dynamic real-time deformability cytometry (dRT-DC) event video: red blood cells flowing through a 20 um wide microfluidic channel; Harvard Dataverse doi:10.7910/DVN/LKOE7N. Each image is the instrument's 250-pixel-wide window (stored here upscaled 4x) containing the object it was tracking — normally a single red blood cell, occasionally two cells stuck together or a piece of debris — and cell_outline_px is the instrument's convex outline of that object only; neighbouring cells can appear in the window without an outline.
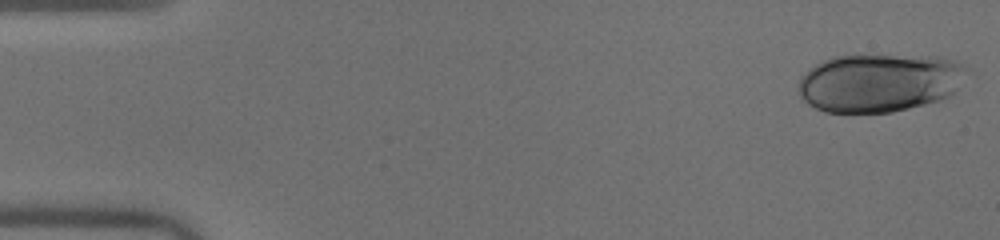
{"species": "human", "species_latin": "Homo sapiens", "temperature_condition": "warm", "stored_images_in_passage": 49, "camera_frame_rate_fps": 3000, "um_per_image_px": 0.085, "donor": {"sex": "male"}, "frame": {"image": 1, "passage_image": 1, "time_ms": 0.0, "image_size_px": [1000, 240], "cell_outline_px": [[968, 72], [952, 92], [948, 96], [940, 100], [892, 112], [824, 112], [808, 104], [796, 92], [796, 84], [800, 76], [808, 68], [832, 56], [940, 56], [952, 60], [968, 68]], "centroid_in_image_um": [74.67, 7.03], "position_along_channel_um": 10.3, "area_um2": 57.28}}
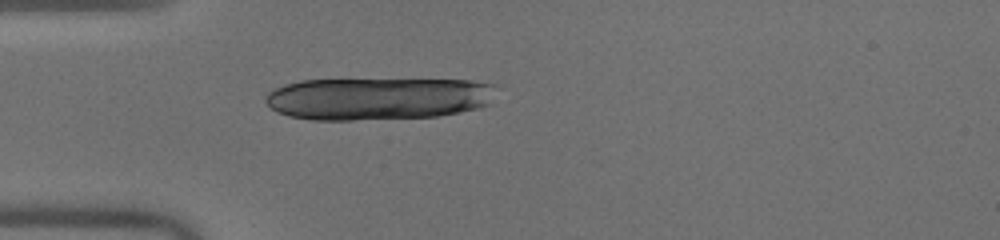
{"frame": {"image": 2, "passage_image": 14, "time_ms": 4.333, "image_size_px": [1000, 240], "cell_outline_px": [[496, 84], [492, 104], [480, 108], [460, 112], [436, 116], [352, 120], [312, 120], [288, 116], [276, 112], [264, 100], [264, 96], [268, 92], [284, 84], [300, 80], [472, 80]], "centroid_in_image_um": [32.14, 8.38], "position_along_channel_um": 52.9, "area_um2": 57.4}}